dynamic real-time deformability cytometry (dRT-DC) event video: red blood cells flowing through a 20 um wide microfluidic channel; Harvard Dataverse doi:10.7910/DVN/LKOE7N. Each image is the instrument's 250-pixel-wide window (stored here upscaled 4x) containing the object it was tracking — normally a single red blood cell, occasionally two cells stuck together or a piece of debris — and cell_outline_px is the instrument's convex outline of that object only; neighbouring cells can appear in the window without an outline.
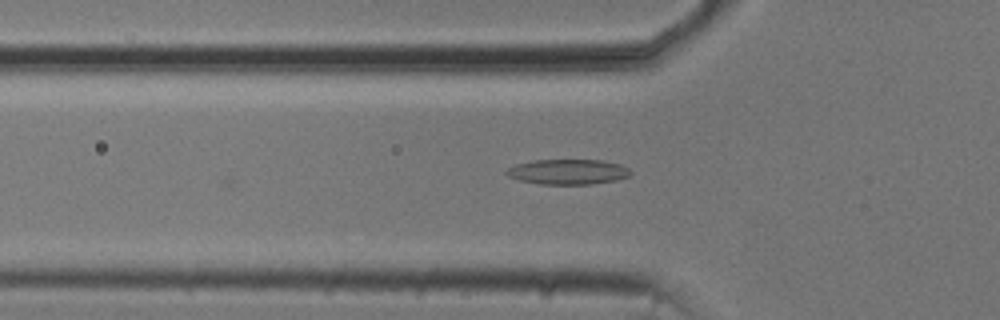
{"species": "common noctule bat (a hibernating species)", "species_latin": "Nyctalus noctula", "temperature_condition": "cold", "stored_images_in_passage": 22, "camera_frame_rate_fps": 3000, "um_per_image_px": 0.085, "animal": {"sex": "male", "body_mass_g": 20.5, "forearm_length_mm": 52.5}, "frame": {"image": 1, "passage_image": 2, "time_ms": 0.333, "image_size_px": [1000, 320], "cell_outline_px": [[632, 172], [628, 176], [616, 180], [592, 184], [540, 184], [520, 180], [508, 176], [504, 172], [508, 168], [516, 164], [532, 160], [600, 160], [620, 164], [628, 168]], "centroid_in_image_um": [48.26, 14.6], "position_along_channel_um": 77.5, "area_um2": 18.15}}
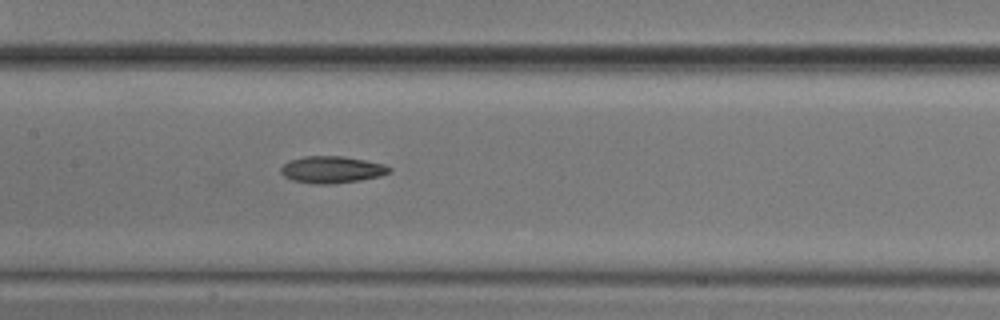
{"frame": {"image": 2, "passage_image": 10, "time_ms": 3.0, "image_size_px": [1000, 320], "cell_outline_px": [[392, 172], [380, 176], [360, 180], [328, 184], [316, 184], [292, 180], [284, 176], [280, 172], [280, 168], [288, 160], [304, 156], [344, 156], [384, 164], [392, 168]], "centroid_in_image_um": [28.2, 14.41], "position_along_channel_um": 179.2, "area_um2": 17.05}}
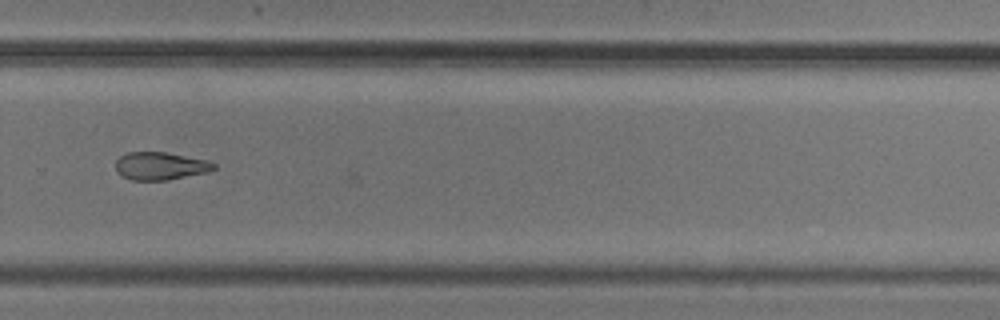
{"frame": {"image": 3, "passage_image": 21, "time_ms": 6.667, "image_size_px": [1000, 320], "cell_outline_px": [[216, 168], [208, 172], [168, 180], [132, 180], [120, 176], [116, 172], [116, 160], [120, 156], [128, 152], [164, 152], [208, 160], [216, 164]], "centroid_in_image_um": [13.62, 14.11], "position_along_channel_um": 316.2, "area_um2": 16.01}}